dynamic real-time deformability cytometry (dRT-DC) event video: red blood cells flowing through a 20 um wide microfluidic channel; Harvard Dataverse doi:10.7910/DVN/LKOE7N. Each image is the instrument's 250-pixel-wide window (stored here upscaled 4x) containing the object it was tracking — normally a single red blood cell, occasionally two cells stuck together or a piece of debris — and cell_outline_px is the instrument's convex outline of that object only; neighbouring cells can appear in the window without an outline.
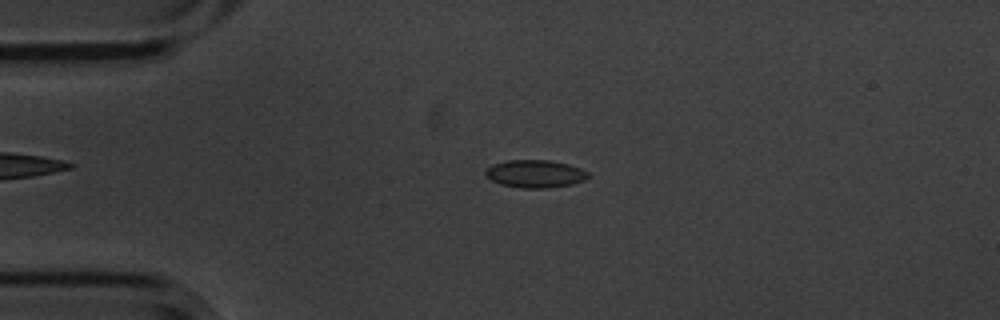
{"species": "common noctule bat (a hibernating species)", "species_latin": "Nyctalus noctula", "temperature_condition": "cold", "stored_images_in_passage": 5, "camera_frame_rate_fps": 3000, "um_per_image_px": 0.085, "animal": {"sex": "male", "body_mass_g": 20.1, "forearm_length_mm": 53.5}, "frame": {"image": 1, "passage_image": 3, "time_ms": 0.667, "image_size_px": [1000, 320], "cell_outline_px": [[588, 176], [584, 180], [572, 184], [548, 188], [524, 188], [500, 184], [484, 176], [484, 172], [492, 164], [508, 160], [548, 160], [568, 164], [580, 168], [588, 172]], "centroid_in_image_um": [45.46, 14.77], "position_along_channel_um": 39.5, "area_um2": 16.53}}